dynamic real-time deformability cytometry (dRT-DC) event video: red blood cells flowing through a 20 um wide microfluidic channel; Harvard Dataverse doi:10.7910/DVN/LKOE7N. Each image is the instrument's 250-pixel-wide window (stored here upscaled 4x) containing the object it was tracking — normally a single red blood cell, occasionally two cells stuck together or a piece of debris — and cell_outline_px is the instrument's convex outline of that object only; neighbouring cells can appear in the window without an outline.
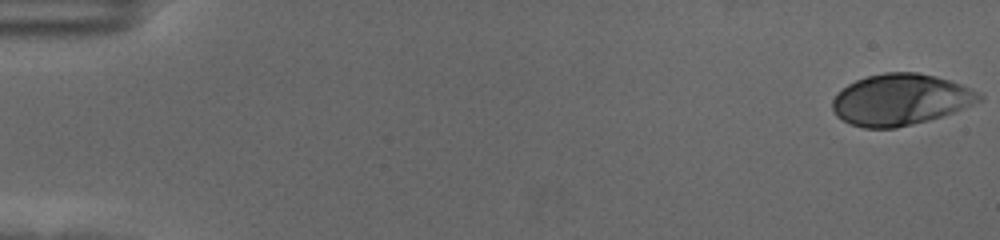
{"species": "human", "species_latin": "Homo sapiens", "temperature_condition": "cold", "stored_images_in_passage": 58, "camera_frame_rate_fps": 3000, "um_per_image_px": 0.085, "donor": {"sex": "female"}, "frame": {"image": 1, "passage_image": 1, "time_ms": 0.0, "image_size_px": [1000, 240], "cell_outline_px": [[984, 100], [952, 112], [928, 120], [896, 128], [864, 128], [852, 124], [836, 116], [832, 108], [832, 100], [848, 84], [856, 80], [868, 76], [884, 72], [916, 72], [936, 76], [960, 84], [980, 92], [984, 96]], "centroid_in_image_um": [76.56, 8.46], "position_along_channel_um": 8.4, "area_um2": 43.58}}
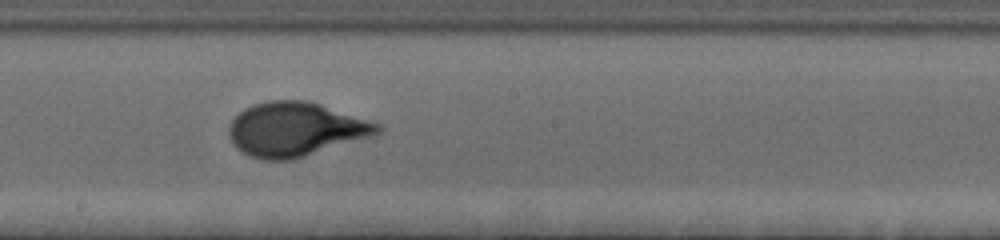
{"frame": {"image": 2, "passage_image": 33, "time_ms": 10.667, "image_size_px": [1000, 240], "cell_outline_px": [[384, 128], [380, 132], [368, 136], [292, 160], [260, 160], [248, 156], [236, 148], [232, 144], [228, 136], [228, 128], [232, 120], [244, 108], [252, 104], [268, 100], [308, 100], [380, 124]], "centroid_in_image_um": [25.03, 10.99], "position_along_channel_um": 223.2, "area_um2": 46.59}}
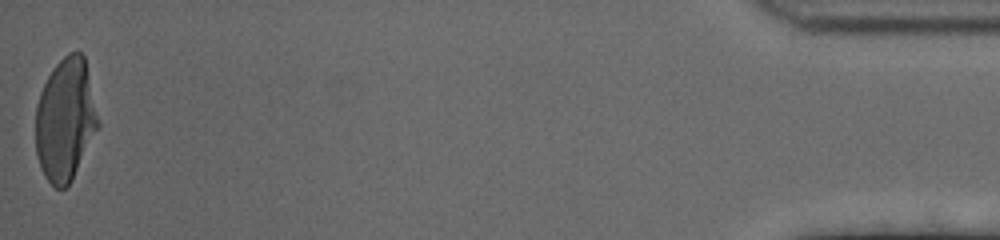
{"frame": {"image": 3, "passage_image": 58, "time_ms": 19.0, "image_size_px": [1000, 240], "cell_outline_px": [[100, 124], [72, 180], [64, 188], [56, 188], [44, 176], [40, 168], [36, 156], [36, 104], [40, 92], [48, 76], [56, 64], [68, 52], [80, 52], [84, 56]], "centroid_in_image_um": [5.54, 10.18], "position_along_channel_um": 429.7, "area_um2": 44.45}, "authors_computed_cell_mechanics": {"area_um2": 44.3904, "velocity_mm_per_s": 3.5064, "shape_relaxation_time_tau1_ms": 3.981, "shape_relaxation_time_tau2_ms": null, "deformation_change_tau1": 0.1987, "deformation_change_tau2": null}}